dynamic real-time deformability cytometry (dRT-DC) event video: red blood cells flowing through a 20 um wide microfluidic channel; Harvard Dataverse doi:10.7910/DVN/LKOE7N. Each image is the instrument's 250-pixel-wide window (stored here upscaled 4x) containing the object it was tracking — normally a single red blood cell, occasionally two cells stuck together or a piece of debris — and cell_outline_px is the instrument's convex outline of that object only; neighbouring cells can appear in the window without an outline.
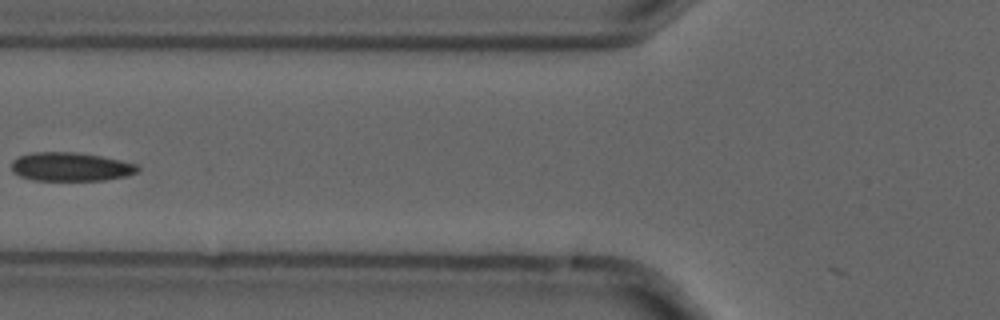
{"species": "common noctule bat (a hibernating species)", "species_latin": "Nyctalus noctula", "temperature_condition": "cold", "stored_images_in_passage": 5, "camera_frame_rate_fps": 3000, "um_per_image_px": 0.085, "animal": {"sex": "male", "forearm_length_mm": 52.5}, "frame": {"image": 1, "passage_image": 5, "time_ms": 1.333, "image_size_px": [1000, 320], "cell_outline_px": [[140, 168], [136, 172], [124, 176], [104, 180], [32, 180], [20, 176], [12, 172], [12, 160], [20, 156], [32, 152], [76, 152], [100, 156], [120, 160], [136, 164]], "centroid_in_image_um": [5.97, 14.17], "position_along_channel_um": 119.8, "area_um2": 20.98}}